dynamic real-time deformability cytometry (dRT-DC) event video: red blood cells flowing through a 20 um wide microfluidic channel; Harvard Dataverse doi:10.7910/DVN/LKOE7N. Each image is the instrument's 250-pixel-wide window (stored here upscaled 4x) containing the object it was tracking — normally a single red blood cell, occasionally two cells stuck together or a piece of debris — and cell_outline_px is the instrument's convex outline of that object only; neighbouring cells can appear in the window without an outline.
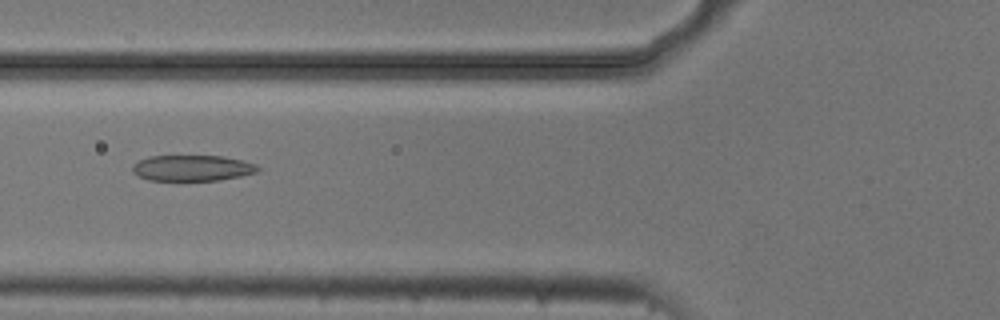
{"species": "common noctule bat (a hibernating species)", "species_latin": "Nyctalus noctula", "temperature_condition": "cold", "stored_images_in_passage": 6, "camera_frame_rate_fps": 3000, "um_per_image_px": 0.085, "animal": {"sex": "male", "body_mass_g": 20.5, "forearm_length_mm": 52.5}, "frame": {"image": 1, "passage_image": 6, "time_ms": 1.667, "image_size_px": [1000, 320], "cell_outline_px": [[260, 168], [256, 172], [240, 176], [220, 180], [148, 180], [132, 172], [132, 164], [148, 156], [224, 156], [256, 164]], "centroid_in_image_um": [16.32, 14.28], "position_along_channel_um": 109.5, "area_um2": 18.79}}